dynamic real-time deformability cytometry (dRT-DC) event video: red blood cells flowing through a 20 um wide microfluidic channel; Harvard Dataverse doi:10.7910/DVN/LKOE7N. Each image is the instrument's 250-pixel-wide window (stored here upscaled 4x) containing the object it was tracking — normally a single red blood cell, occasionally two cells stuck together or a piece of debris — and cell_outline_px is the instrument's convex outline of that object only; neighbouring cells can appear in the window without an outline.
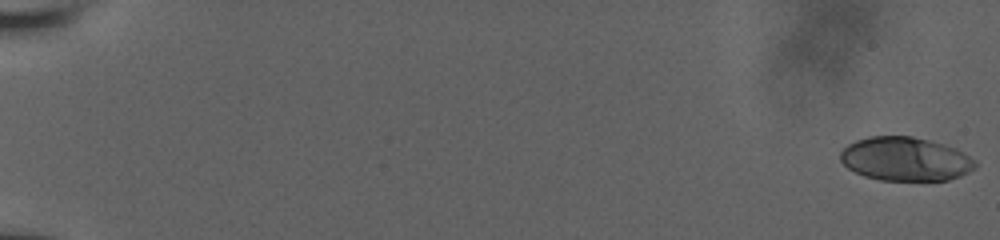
{"species": "human", "species_latin": "Homo sapiens", "temperature_condition": "room temperature", "stored_images_in_passage": 7, "camera_frame_rate_fps": 3000, "um_per_image_px": 0.085, "donor": {"sex": "male"}, "frame": {"image": 1, "passage_image": 1, "time_ms": 0.0, "image_size_px": [1000, 240], "cell_outline_px": [[976, 164], [968, 172], [960, 176], [948, 180], [880, 180], [864, 176], [848, 168], [840, 160], [840, 152], [848, 144], [856, 140], [868, 136], [912, 136], [944, 144], [956, 148], [964, 152], [976, 160]], "centroid_in_image_um": [76.95, 13.51], "position_along_channel_um": 8.0, "area_um2": 34.39}}